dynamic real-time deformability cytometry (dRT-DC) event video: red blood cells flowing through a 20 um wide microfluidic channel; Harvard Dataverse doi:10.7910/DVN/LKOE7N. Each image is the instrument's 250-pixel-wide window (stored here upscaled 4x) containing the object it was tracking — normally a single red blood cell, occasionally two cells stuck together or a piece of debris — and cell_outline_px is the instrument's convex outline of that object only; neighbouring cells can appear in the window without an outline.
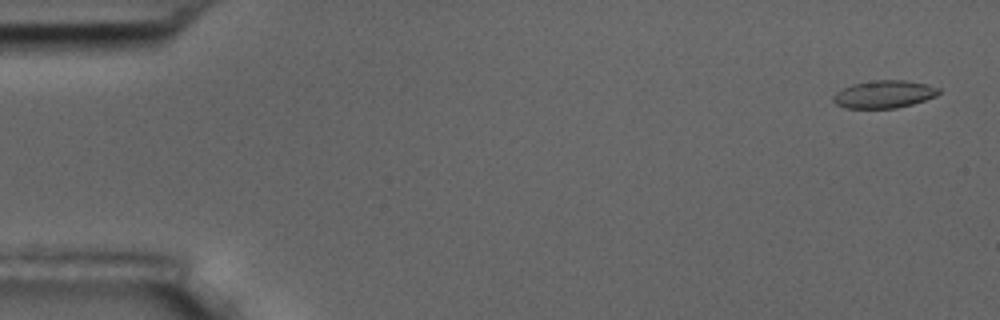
{"species": "common noctule bat (a hibernating species)", "species_latin": "Nyctalus noctula", "temperature_condition": "room temperature", "stored_images_in_passage": 6, "camera_frame_rate_fps": 3000, "um_per_image_px": 0.085, "animal": {"sex": "male", "body_mass_g": 17.5, "forearm_length_mm": 52.3}, "frame": {"image": 1, "passage_image": 1, "time_ms": 0.0, "image_size_px": [1000, 320], "cell_outline_px": [[940, 92], [936, 96], [912, 104], [896, 108], [844, 108], [836, 104], [832, 100], [832, 96], [836, 92], [852, 84], [876, 80], [904, 80], [928, 84], [940, 88]], "centroid_in_image_um": [75.14, 8.01], "position_along_channel_um": 9.9, "area_um2": 16.99}}
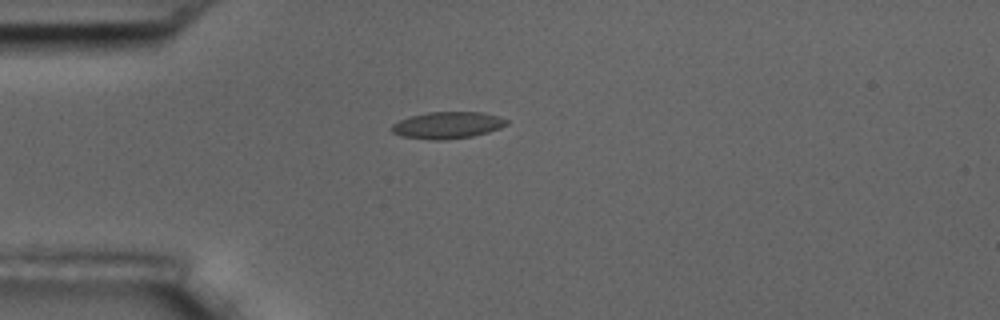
{"frame": {"image": 2, "passage_image": 4, "time_ms": 4.333, "image_size_px": [1000, 320], "cell_outline_px": [[508, 124], [500, 128], [488, 132], [472, 136], [444, 140], [428, 140], [400, 136], [392, 132], [392, 124], [408, 116], [428, 112], [484, 112], [508, 120]], "centroid_in_image_um": [38.01, 10.64], "position_along_channel_um": 47.0, "area_um2": 18.03}}
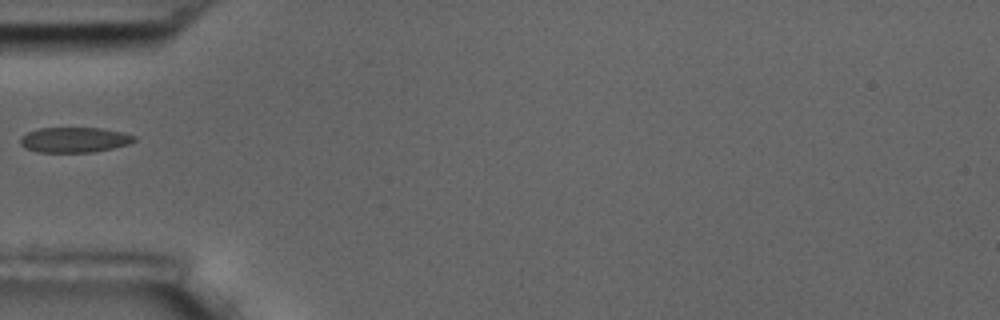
{"frame": {"image": 3, "passage_image": 5, "time_ms": 5.667, "image_size_px": [1000, 320], "cell_outline_px": [[136, 140], [128, 144], [112, 148], [92, 152], [36, 152], [24, 148], [20, 144], [20, 136], [36, 128], [100, 128], [124, 132], [136, 136]], "centroid_in_image_um": [6.29, 11.88], "position_along_channel_um": 78.7, "area_um2": 16.88}}